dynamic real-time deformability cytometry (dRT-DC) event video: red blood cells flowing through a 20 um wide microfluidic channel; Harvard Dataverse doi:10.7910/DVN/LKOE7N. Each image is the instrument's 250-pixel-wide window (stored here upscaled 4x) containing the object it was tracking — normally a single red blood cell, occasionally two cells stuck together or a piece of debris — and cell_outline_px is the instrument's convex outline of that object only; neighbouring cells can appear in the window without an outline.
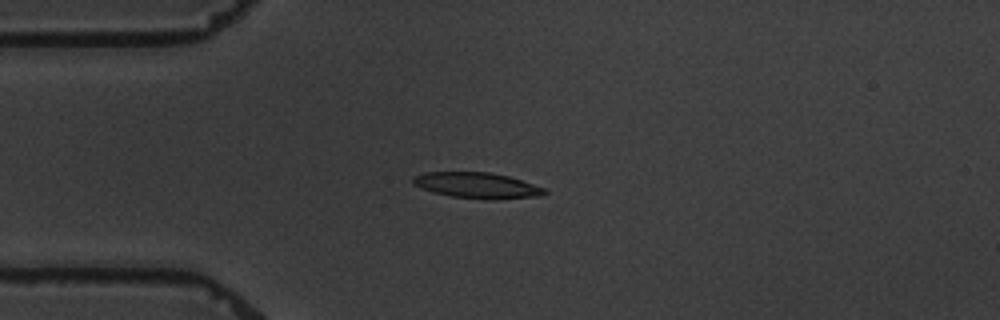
{"species": "common noctule bat (a hibernating species)", "species_latin": "Nyctalus noctula", "temperature_condition": "warm", "stored_images_in_passage": 7, "camera_frame_rate_fps": 3000, "um_per_image_px": 0.085, "animal": {"sex": "male", "body_mass_g": 19.5, "forearm_length_mm": 54.6}, "frame": {"image": 1, "passage_image": 5, "time_ms": 4.667, "image_size_px": [1000, 320], "cell_outline_px": [[548, 192], [540, 196], [488, 200], [484, 200], [452, 196], [432, 192], [420, 188], [412, 184], [412, 176], [424, 172], [488, 172], [508, 176], [544, 188]], "centroid_in_image_um": [40.49, 15.76], "position_along_channel_um": 44.5, "area_um2": 19.83}}
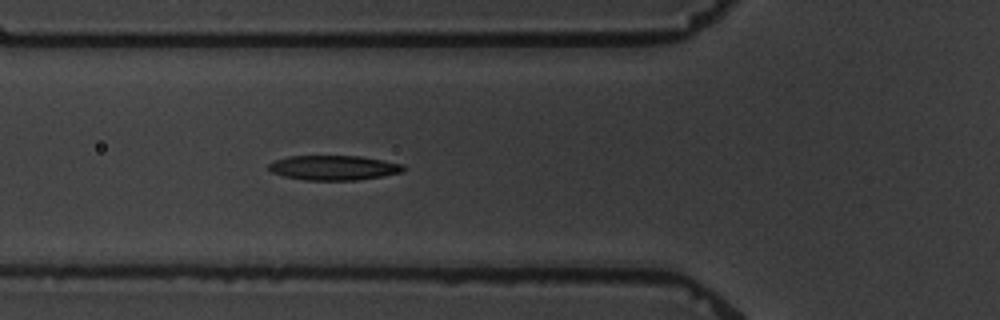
{"frame": {"image": 2, "passage_image": 7, "time_ms": 6.667, "image_size_px": [1000, 320], "cell_outline_px": [[408, 168], [404, 172], [356, 180], [304, 180], [284, 176], [272, 172], [268, 168], [268, 164], [276, 160], [288, 156], [360, 156], [384, 160], [404, 164]], "centroid_in_image_um": [28.41, 14.25], "position_along_channel_um": 97.4, "area_um2": 19.48}}